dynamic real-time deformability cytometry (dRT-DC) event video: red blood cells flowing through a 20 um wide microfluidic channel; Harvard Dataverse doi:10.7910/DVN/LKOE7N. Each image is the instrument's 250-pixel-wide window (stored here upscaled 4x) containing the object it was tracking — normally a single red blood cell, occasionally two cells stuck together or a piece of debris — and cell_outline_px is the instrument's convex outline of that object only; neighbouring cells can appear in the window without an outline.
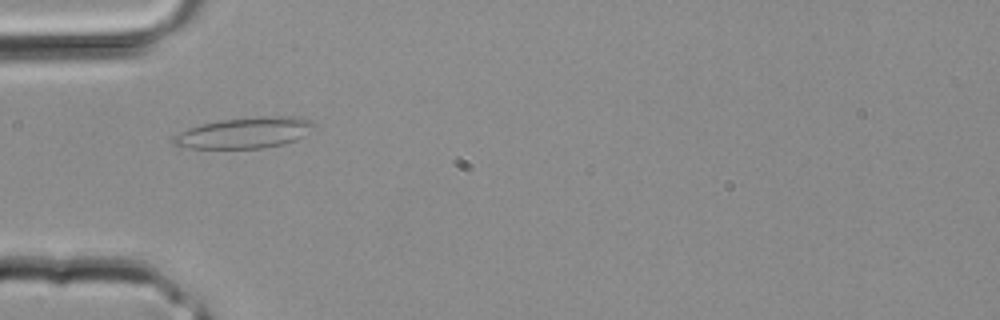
{"species": "common noctule bat (a hibernating species)", "species_latin": "Nyctalus noctula", "temperature_condition": "room temperature", "stored_images_in_passage": 1, "camera_frame_rate_fps": 3000, "um_per_image_px": 0.085, "animal": {"sex": "male", "body_mass_g": 20.4}, "frame": {"image": 1, "passage_image": 1, "time_ms": 0.0, "image_size_px": [1000, 320], "cell_outline_px": [[316, 124], [304, 136], [296, 140], [284, 144], [264, 148], [188, 148], [176, 144], [172, 140], [176, 136], [188, 128], [200, 124], [220, 120], [256, 116], [292, 116], [312, 120]], "centroid_in_image_um": [20.86, 11.27], "position_along_channel_um": 64.1, "area_um2": 25.26}}